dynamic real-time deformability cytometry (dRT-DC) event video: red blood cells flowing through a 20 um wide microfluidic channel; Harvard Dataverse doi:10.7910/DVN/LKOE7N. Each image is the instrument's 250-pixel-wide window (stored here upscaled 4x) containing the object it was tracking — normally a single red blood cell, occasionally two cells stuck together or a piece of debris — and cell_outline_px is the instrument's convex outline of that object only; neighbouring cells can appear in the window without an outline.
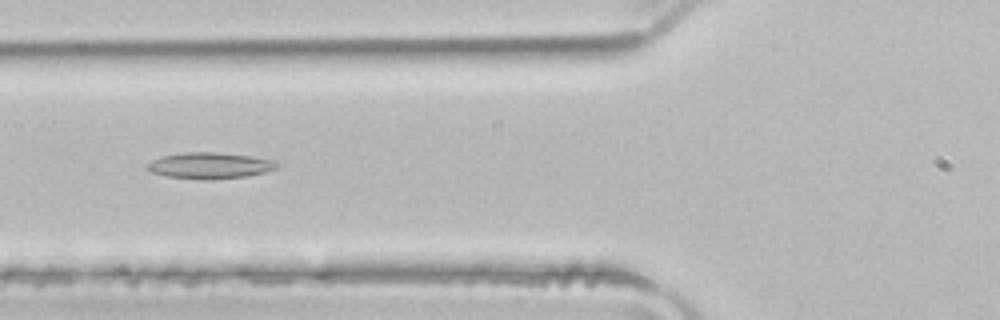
{"species": "common noctule bat (a hibernating species)", "species_latin": "Nyctalus noctula", "temperature_condition": "room temperature", "stored_images_in_passage": 51, "camera_frame_rate_fps": 3000, "um_per_image_px": 0.085, "animal": {"sex": "male", "body_mass_g": 21.5, "forearm_length_mm": 52.0}, "frame": {"image": 1, "passage_image": 19, "time_ms": 6.0, "image_size_px": [1000, 320], "cell_outline_px": [[280, 164], [276, 168], [264, 172], [244, 176], [212, 180], [204, 180], [164, 176], [152, 172], [144, 168], [144, 164], [152, 160], [164, 156], [184, 152], [216, 152], [252, 156], [272, 160]], "centroid_in_image_um": [17.77, 14.07], "position_along_channel_um": 108.0, "area_um2": 19.88}}
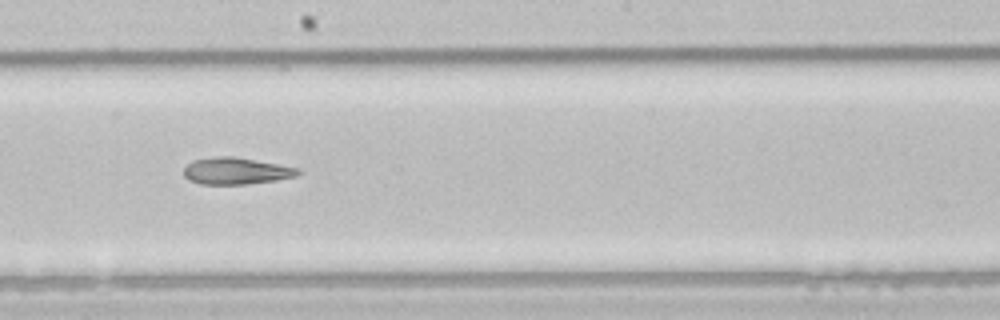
{"frame": {"image": 2, "passage_image": 28, "time_ms": 9.0, "image_size_px": [1000, 320], "cell_outline_px": [[300, 172], [296, 176], [276, 180], [244, 184], [200, 184], [188, 180], [184, 176], [184, 168], [192, 160], [216, 156], [232, 156], [300, 168]], "centroid_in_image_um": [20.03, 14.53], "position_along_channel_um": 228.2, "area_um2": 17.74}}
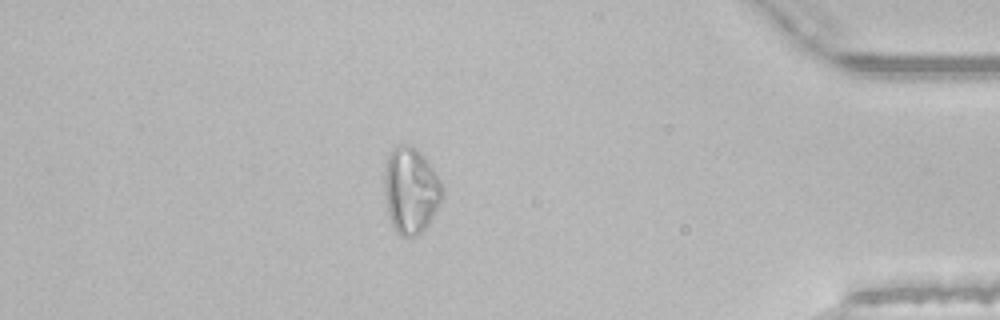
{"frame": {"image": 3, "passage_image": 44, "time_ms": 14.333, "image_size_px": [1000, 320], "cell_outline_px": [[444, 196], [440, 204], [428, 224], [420, 232], [412, 236], [400, 236], [396, 232], [392, 224], [388, 208], [384, 184], [384, 176], [388, 156], [392, 148], [400, 144], [404, 144], [416, 148], [420, 152], [432, 168], [444, 192]], "centroid_in_image_um": [34.92, 16.17], "position_along_channel_um": 400.3, "area_um2": 28.5}}